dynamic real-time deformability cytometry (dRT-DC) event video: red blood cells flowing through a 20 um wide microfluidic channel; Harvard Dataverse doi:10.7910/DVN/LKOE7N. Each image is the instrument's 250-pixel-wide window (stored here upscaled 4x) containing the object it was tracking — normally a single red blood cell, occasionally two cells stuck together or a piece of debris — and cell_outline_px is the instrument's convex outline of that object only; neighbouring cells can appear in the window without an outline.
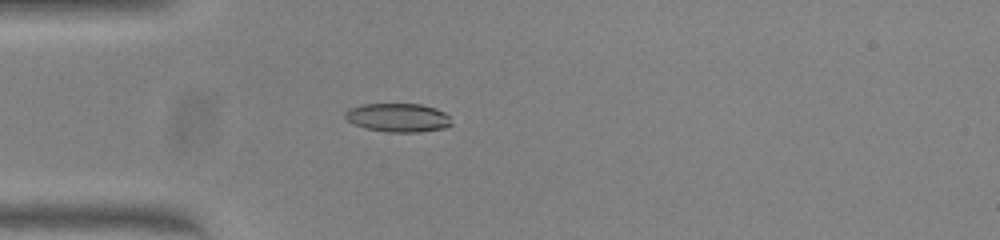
{"species": "common noctule bat (a hibernating species)", "species_latin": "Nyctalus noctula", "temperature_condition": "warm", "stored_images_in_passage": 37, "camera_frame_rate_fps": 3000, "um_per_image_px": 0.085, "animal": {"sex": "female", "body_mass_g": 23.0, "forearm_length_mm": 53.4}, "frame": {"image": 1, "passage_image": 1, "time_ms": 0.0, "image_size_px": [1000, 240], "cell_outline_px": [[452, 124], [444, 128], [420, 132], [388, 132], [364, 128], [352, 124], [344, 116], [344, 112], [348, 108], [364, 104], [420, 104], [444, 112], [448, 116]], "centroid_in_image_um": [33.78, 10.0], "position_along_channel_um": 51.2, "area_um2": 17.74}}
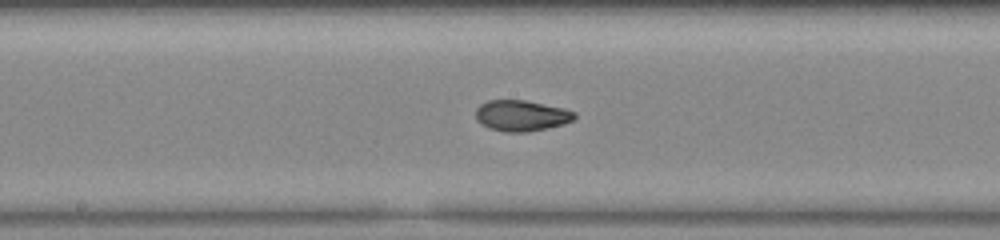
{"frame": {"image": 2, "passage_image": 13, "time_ms": 4.0, "image_size_px": [1000, 240], "cell_outline_px": [[576, 116], [572, 120], [564, 124], [548, 128], [528, 132], [504, 132], [488, 128], [480, 124], [476, 120], [476, 108], [480, 104], [488, 100], [524, 100], [564, 108], [576, 112]], "centroid_in_image_um": [44.3, 9.83], "position_along_channel_um": 203.9, "area_um2": 17.98}}
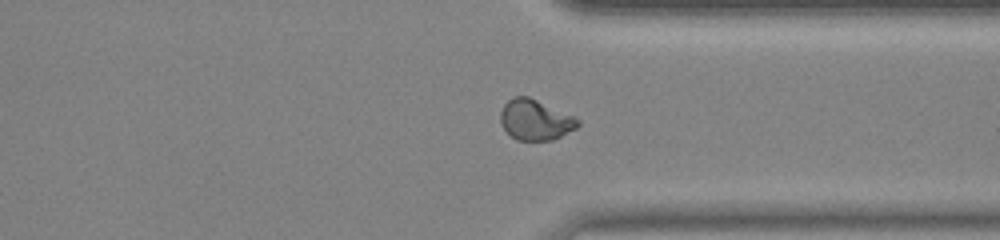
{"frame": {"image": 3, "passage_image": 25, "time_ms": 8.0, "image_size_px": [1000, 240], "cell_outline_px": [[580, 124], [576, 128], [552, 140], [516, 140], [504, 128], [500, 120], [500, 112], [504, 104], [512, 96], [528, 96], [576, 116], [580, 120]], "centroid_in_image_um": [45.52, 10.17], "position_along_channel_um": 365.9, "area_um2": 18.32}, "authors_computed_cell_mechanics": {"area_um2": 18.0914, "velocity_mm_per_s": 4.0703, "shape_relaxation_time_tau1_ms": null, "shape_relaxation_time_tau2_ms": 1.5432, "deformation_change_tau1": null, "deformation_change_tau2": 0.0588}}